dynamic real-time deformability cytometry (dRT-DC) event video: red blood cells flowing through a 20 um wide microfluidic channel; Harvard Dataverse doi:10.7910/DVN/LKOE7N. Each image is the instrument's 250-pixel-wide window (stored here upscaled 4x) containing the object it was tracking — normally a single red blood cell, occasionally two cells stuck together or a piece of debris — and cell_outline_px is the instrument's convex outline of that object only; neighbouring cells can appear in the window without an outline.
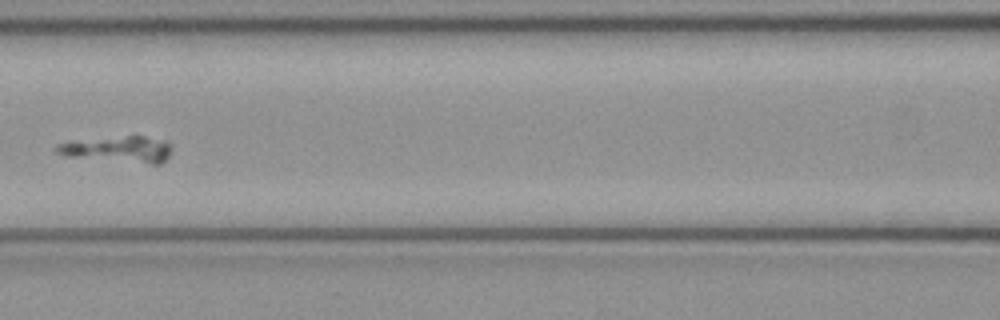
{"species": "common noctule bat (a hibernating species)", "species_latin": "Nyctalus noctula", "temperature_condition": "cold", "stored_images_in_passage": 6, "camera_frame_rate_fps": 3000, "um_per_image_px": 0.085, "animal": {"sex": "female", "body_mass_g": 21.9}, "frame": {"image": 1, "passage_image": 6, "time_ms": 1.667, "image_size_px": [1000, 320], "cell_outline_px": [[172, 148], [168, 156], [160, 164], [152, 164], [68, 156], [56, 152], [52, 148], [56, 144], [128, 136], [144, 136], [168, 140], [172, 144]], "centroid_in_image_um": [10.17, 12.7], "position_along_channel_um": 156.4, "area_um2": 17.11}}